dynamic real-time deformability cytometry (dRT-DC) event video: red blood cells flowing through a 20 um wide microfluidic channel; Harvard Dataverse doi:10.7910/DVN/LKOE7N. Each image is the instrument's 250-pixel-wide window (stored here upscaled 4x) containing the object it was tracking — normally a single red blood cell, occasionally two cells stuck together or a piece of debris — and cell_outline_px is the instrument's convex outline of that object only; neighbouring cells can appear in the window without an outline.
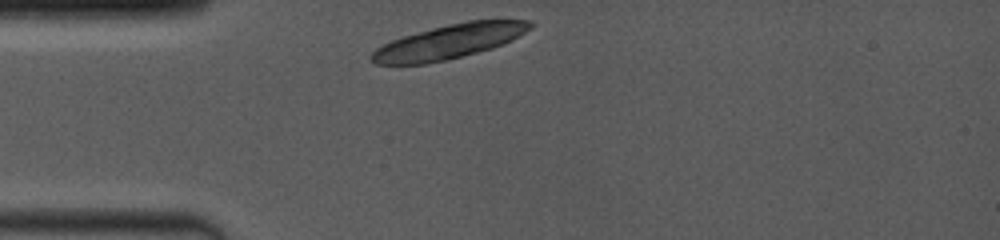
{"species": "common noctule bat (a hibernating species)", "species_latin": "Nyctalus noctula", "temperature_condition": "room temperature", "stored_images_in_passage": 1, "camera_frame_rate_fps": 4000, "um_per_image_px": 0.085, "animal": {"sex": "female", "body_mass_g": 19.0, "forearm_length_mm": 53.3}, "frame": {"image": 1, "passage_image": 1, "time_ms": 0.0, "image_size_px": [1000, 240], "cell_outline_px": [[536, 24], [532, 28], [512, 40], [492, 48], [448, 60], [424, 64], [376, 64], [368, 56], [376, 48], [392, 40], [404, 36], [432, 28], [448, 24], [468, 20], [532, 20]], "centroid_in_image_um": [38.21, 3.53], "position_along_channel_um": 46.8, "area_um2": 31.67}}